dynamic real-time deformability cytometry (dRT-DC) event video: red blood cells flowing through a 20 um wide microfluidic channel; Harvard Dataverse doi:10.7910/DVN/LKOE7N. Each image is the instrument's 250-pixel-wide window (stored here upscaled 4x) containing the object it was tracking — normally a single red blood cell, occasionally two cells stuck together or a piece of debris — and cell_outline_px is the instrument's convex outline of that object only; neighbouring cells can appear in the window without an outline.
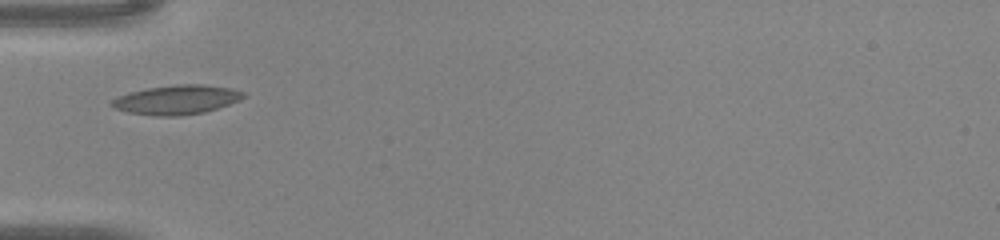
{"species": "common noctule bat (a hibernating species)", "species_latin": "Nyctalus noctula", "temperature_condition": "warm", "stored_images_in_passage": 32, "camera_frame_rate_fps": 3000, "um_per_image_px": 0.085, "animal": {"sex": "male", "body_mass_g": 20.0, "forearm_length_mm": 53.3}, "frame": {"image": 1, "passage_image": 1, "time_ms": 0.0, "image_size_px": [1000, 240], "cell_outline_px": [[244, 96], [240, 100], [204, 112], [180, 116], [156, 116], [128, 112], [112, 108], [108, 104], [116, 96], [128, 92], [148, 88], [176, 84], [204, 84], [232, 88], [244, 92]], "centroid_in_image_um": [14.96, 8.47], "position_along_channel_um": 70.0, "area_um2": 22.6}}
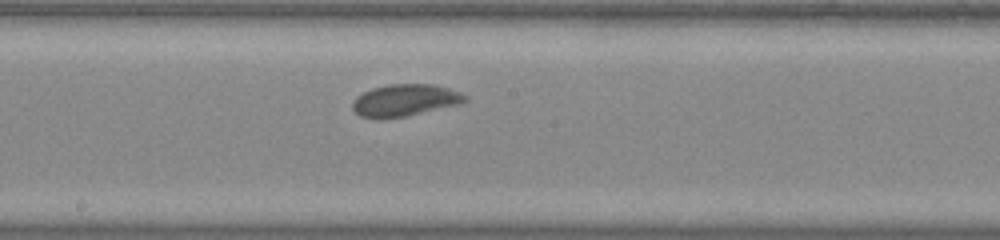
{"frame": {"image": 2, "passage_image": 11, "time_ms": 3.333, "image_size_px": [1000, 240], "cell_outline_px": [[468, 100], [460, 104], [404, 116], [376, 120], [360, 116], [352, 108], [352, 100], [356, 96], [372, 88], [388, 84], [432, 84], [448, 88], [460, 92], [468, 96]], "centroid_in_image_um": [34.39, 8.52], "position_along_channel_um": 213.8, "area_um2": 21.1}}
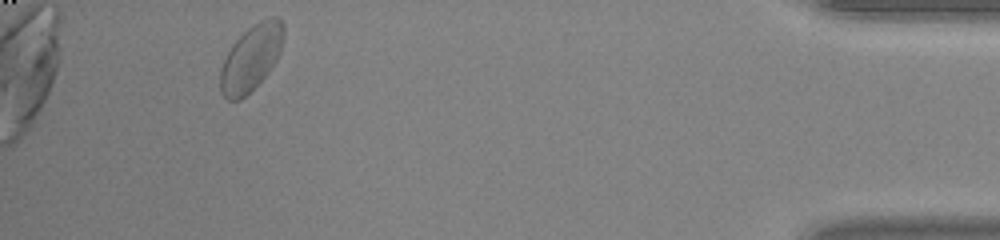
{"frame": {"image": 3, "passage_image": 29, "time_ms": 9.333, "image_size_px": [1000, 240], "cell_outline_px": [[284, 36], [280, 52], [276, 60], [268, 72], [240, 100], [228, 100], [220, 92], [220, 68], [232, 44], [248, 28], [260, 20], [272, 16], [276, 16], [284, 24]], "centroid_in_image_um": [21.35, 4.9], "position_along_channel_um": 413.9, "area_um2": 24.04}}